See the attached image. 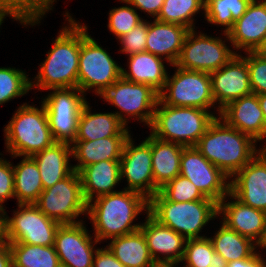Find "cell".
Segmentation results:
<instances>
[{"mask_svg":"<svg viewBox=\"0 0 266 267\" xmlns=\"http://www.w3.org/2000/svg\"><path fill=\"white\" fill-rule=\"evenodd\" d=\"M189 29L174 23L148 21L146 51L164 57L169 65H174L180 55Z\"/></svg>","mask_w":266,"mask_h":267,"instance_id":"23","label":"cell"},{"mask_svg":"<svg viewBox=\"0 0 266 267\" xmlns=\"http://www.w3.org/2000/svg\"><path fill=\"white\" fill-rule=\"evenodd\" d=\"M31 90L28 75L16 68H0V105L25 95Z\"/></svg>","mask_w":266,"mask_h":267,"instance_id":"36","label":"cell"},{"mask_svg":"<svg viewBox=\"0 0 266 267\" xmlns=\"http://www.w3.org/2000/svg\"><path fill=\"white\" fill-rule=\"evenodd\" d=\"M55 0H10V16L23 25L40 23L45 13L52 10Z\"/></svg>","mask_w":266,"mask_h":267,"instance_id":"37","label":"cell"},{"mask_svg":"<svg viewBox=\"0 0 266 267\" xmlns=\"http://www.w3.org/2000/svg\"><path fill=\"white\" fill-rule=\"evenodd\" d=\"M204 6L205 0H165L156 20L195 29L193 16L204 11Z\"/></svg>","mask_w":266,"mask_h":267,"instance_id":"35","label":"cell"},{"mask_svg":"<svg viewBox=\"0 0 266 267\" xmlns=\"http://www.w3.org/2000/svg\"><path fill=\"white\" fill-rule=\"evenodd\" d=\"M108 104L114 105L119 112H113L126 126L128 117H135L150 127L159 94L150 85L130 82L122 77L114 82L102 95ZM125 114V115H123ZM127 115V117H126Z\"/></svg>","mask_w":266,"mask_h":267,"instance_id":"10","label":"cell"},{"mask_svg":"<svg viewBox=\"0 0 266 267\" xmlns=\"http://www.w3.org/2000/svg\"><path fill=\"white\" fill-rule=\"evenodd\" d=\"M129 71L122 68V78L130 82L150 85L158 93L163 89L168 72L165 59L147 51L129 55Z\"/></svg>","mask_w":266,"mask_h":267,"instance_id":"29","label":"cell"},{"mask_svg":"<svg viewBox=\"0 0 266 267\" xmlns=\"http://www.w3.org/2000/svg\"><path fill=\"white\" fill-rule=\"evenodd\" d=\"M0 12L10 16V0H0Z\"/></svg>","mask_w":266,"mask_h":267,"instance_id":"50","label":"cell"},{"mask_svg":"<svg viewBox=\"0 0 266 267\" xmlns=\"http://www.w3.org/2000/svg\"><path fill=\"white\" fill-rule=\"evenodd\" d=\"M7 152L13 157L33 156L54 140L43 103L40 109L23 103L4 128Z\"/></svg>","mask_w":266,"mask_h":267,"instance_id":"5","label":"cell"},{"mask_svg":"<svg viewBox=\"0 0 266 267\" xmlns=\"http://www.w3.org/2000/svg\"><path fill=\"white\" fill-rule=\"evenodd\" d=\"M219 117L256 142L266 137L264 116L257 94L252 93L229 102L221 109Z\"/></svg>","mask_w":266,"mask_h":267,"instance_id":"21","label":"cell"},{"mask_svg":"<svg viewBox=\"0 0 266 267\" xmlns=\"http://www.w3.org/2000/svg\"><path fill=\"white\" fill-rule=\"evenodd\" d=\"M0 267H13L11 249L7 241L0 245Z\"/></svg>","mask_w":266,"mask_h":267,"instance_id":"47","label":"cell"},{"mask_svg":"<svg viewBox=\"0 0 266 267\" xmlns=\"http://www.w3.org/2000/svg\"><path fill=\"white\" fill-rule=\"evenodd\" d=\"M145 140L151 145L155 195L160 188L180 174L181 154L185 147L160 140L151 134Z\"/></svg>","mask_w":266,"mask_h":267,"instance_id":"24","label":"cell"},{"mask_svg":"<svg viewBox=\"0 0 266 267\" xmlns=\"http://www.w3.org/2000/svg\"><path fill=\"white\" fill-rule=\"evenodd\" d=\"M60 225L34 204H18L11 218L5 211V239L8 243L54 246L55 234Z\"/></svg>","mask_w":266,"mask_h":267,"instance_id":"12","label":"cell"},{"mask_svg":"<svg viewBox=\"0 0 266 267\" xmlns=\"http://www.w3.org/2000/svg\"><path fill=\"white\" fill-rule=\"evenodd\" d=\"M147 32L148 21L143 20L128 33L118 38L122 46L120 51L125 52L128 56L146 51Z\"/></svg>","mask_w":266,"mask_h":267,"instance_id":"42","label":"cell"},{"mask_svg":"<svg viewBox=\"0 0 266 267\" xmlns=\"http://www.w3.org/2000/svg\"><path fill=\"white\" fill-rule=\"evenodd\" d=\"M227 197L233 201L225 203ZM221 214L223 215L222 223L228 228L250 238L256 244L261 239L266 222V212L244 204L229 192L218 203V215Z\"/></svg>","mask_w":266,"mask_h":267,"instance_id":"22","label":"cell"},{"mask_svg":"<svg viewBox=\"0 0 266 267\" xmlns=\"http://www.w3.org/2000/svg\"><path fill=\"white\" fill-rule=\"evenodd\" d=\"M41 102L45 107L48 124L56 142L72 144L77 136L81 110L85 105L84 93L78 88L50 89Z\"/></svg>","mask_w":266,"mask_h":267,"instance_id":"11","label":"cell"},{"mask_svg":"<svg viewBox=\"0 0 266 267\" xmlns=\"http://www.w3.org/2000/svg\"><path fill=\"white\" fill-rule=\"evenodd\" d=\"M128 138L108 137L93 141H74L71 144L72 158L78 162L73 166V170L79 173L85 166L102 160H120Z\"/></svg>","mask_w":266,"mask_h":267,"instance_id":"28","label":"cell"},{"mask_svg":"<svg viewBox=\"0 0 266 267\" xmlns=\"http://www.w3.org/2000/svg\"><path fill=\"white\" fill-rule=\"evenodd\" d=\"M176 264H164V265H158V267H175Z\"/></svg>","mask_w":266,"mask_h":267,"instance_id":"56","label":"cell"},{"mask_svg":"<svg viewBox=\"0 0 266 267\" xmlns=\"http://www.w3.org/2000/svg\"><path fill=\"white\" fill-rule=\"evenodd\" d=\"M15 198L14 192V172L10 161L0 158V204L6 199Z\"/></svg>","mask_w":266,"mask_h":267,"instance_id":"43","label":"cell"},{"mask_svg":"<svg viewBox=\"0 0 266 267\" xmlns=\"http://www.w3.org/2000/svg\"><path fill=\"white\" fill-rule=\"evenodd\" d=\"M34 205L48 218L62 224H74L79 215L87 214V205L78 172L44 189Z\"/></svg>","mask_w":266,"mask_h":267,"instance_id":"8","label":"cell"},{"mask_svg":"<svg viewBox=\"0 0 266 267\" xmlns=\"http://www.w3.org/2000/svg\"><path fill=\"white\" fill-rule=\"evenodd\" d=\"M128 3H130L136 10L139 9L141 11L147 12V15L155 17V19L158 17L162 5L165 0H126Z\"/></svg>","mask_w":266,"mask_h":267,"instance_id":"45","label":"cell"},{"mask_svg":"<svg viewBox=\"0 0 266 267\" xmlns=\"http://www.w3.org/2000/svg\"><path fill=\"white\" fill-rule=\"evenodd\" d=\"M93 267H125L108 248H97L93 258Z\"/></svg>","mask_w":266,"mask_h":267,"instance_id":"44","label":"cell"},{"mask_svg":"<svg viewBox=\"0 0 266 267\" xmlns=\"http://www.w3.org/2000/svg\"><path fill=\"white\" fill-rule=\"evenodd\" d=\"M83 195L87 203L95 198L117 192L120 180V160H102L85 166L79 172Z\"/></svg>","mask_w":266,"mask_h":267,"instance_id":"26","label":"cell"},{"mask_svg":"<svg viewBox=\"0 0 266 267\" xmlns=\"http://www.w3.org/2000/svg\"><path fill=\"white\" fill-rule=\"evenodd\" d=\"M69 25L59 31L40 70L31 80V89L50 90L60 88H76L80 56V23L65 14Z\"/></svg>","mask_w":266,"mask_h":267,"instance_id":"3","label":"cell"},{"mask_svg":"<svg viewBox=\"0 0 266 267\" xmlns=\"http://www.w3.org/2000/svg\"><path fill=\"white\" fill-rule=\"evenodd\" d=\"M5 241V217H0V245Z\"/></svg>","mask_w":266,"mask_h":267,"instance_id":"51","label":"cell"},{"mask_svg":"<svg viewBox=\"0 0 266 267\" xmlns=\"http://www.w3.org/2000/svg\"><path fill=\"white\" fill-rule=\"evenodd\" d=\"M172 77L167 75L163 89L158 93L162 104L175 107H196L208 110L215 106L210 73L181 69L175 65Z\"/></svg>","mask_w":266,"mask_h":267,"instance_id":"9","label":"cell"},{"mask_svg":"<svg viewBox=\"0 0 266 267\" xmlns=\"http://www.w3.org/2000/svg\"><path fill=\"white\" fill-rule=\"evenodd\" d=\"M258 96V101L260 104V108L263 112L264 116V121H265V127H266V94H259Z\"/></svg>","mask_w":266,"mask_h":267,"instance_id":"49","label":"cell"},{"mask_svg":"<svg viewBox=\"0 0 266 267\" xmlns=\"http://www.w3.org/2000/svg\"><path fill=\"white\" fill-rule=\"evenodd\" d=\"M255 145L256 141L250 136L217 116L195 147L209 162L233 178L262 149L257 150Z\"/></svg>","mask_w":266,"mask_h":267,"instance_id":"2","label":"cell"},{"mask_svg":"<svg viewBox=\"0 0 266 267\" xmlns=\"http://www.w3.org/2000/svg\"><path fill=\"white\" fill-rule=\"evenodd\" d=\"M6 16L8 15L0 12V26L3 23L4 18H6Z\"/></svg>","mask_w":266,"mask_h":267,"instance_id":"55","label":"cell"},{"mask_svg":"<svg viewBox=\"0 0 266 267\" xmlns=\"http://www.w3.org/2000/svg\"><path fill=\"white\" fill-rule=\"evenodd\" d=\"M252 0H205L204 16L208 23L225 27L227 33L247 10Z\"/></svg>","mask_w":266,"mask_h":267,"instance_id":"34","label":"cell"},{"mask_svg":"<svg viewBox=\"0 0 266 267\" xmlns=\"http://www.w3.org/2000/svg\"><path fill=\"white\" fill-rule=\"evenodd\" d=\"M222 40L201 32L198 35L195 29L189 30L174 65L185 70L207 73L220 69L237 54Z\"/></svg>","mask_w":266,"mask_h":267,"instance_id":"13","label":"cell"},{"mask_svg":"<svg viewBox=\"0 0 266 267\" xmlns=\"http://www.w3.org/2000/svg\"><path fill=\"white\" fill-rule=\"evenodd\" d=\"M180 175L189 179L206 197L219 203L230 192V181L196 147H185L181 154Z\"/></svg>","mask_w":266,"mask_h":267,"instance_id":"14","label":"cell"},{"mask_svg":"<svg viewBox=\"0 0 266 267\" xmlns=\"http://www.w3.org/2000/svg\"><path fill=\"white\" fill-rule=\"evenodd\" d=\"M13 267H61L54 246L9 243Z\"/></svg>","mask_w":266,"mask_h":267,"instance_id":"33","label":"cell"},{"mask_svg":"<svg viewBox=\"0 0 266 267\" xmlns=\"http://www.w3.org/2000/svg\"><path fill=\"white\" fill-rule=\"evenodd\" d=\"M71 156V144L65 142H55L31 156L38 166L43 189L50 188L74 171L73 166L69 165Z\"/></svg>","mask_w":266,"mask_h":267,"instance_id":"27","label":"cell"},{"mask_svg":"<svg viewBox=\"0 0 266 267\" xmlns=\"http://www.w3.org/2000/svg\"><path fill=\"white\" fill-rule=\"evenodd\" d=\"M214 113L196 107H175L157 102L150 134L160 140L184 147H195L210 123Z\"/></svg>","mask_w":266,"mask_h":267,"instance_id":"4","label":"cell"},{"mask_svg":"<svg viewBox=\"0 0 266 267\" xmlns=\"http://www.w3.org/2000/svg\"><path fill=\"white\" fill-rule=\"evenodd\" d=\"M255 52L262 58L266 59V39L263 41L261 46Z\"/></svg>","mask_w":266,"mask_h":267,"instance_id":"53","label":"cell"},{"mask_svg":"<svg viewBox=\"0 0 266 267\" xmlns=\"http://www.w3.org/2000/svg\"><path fill=\"white\" fill-rule=\"evenodd\" d=\"M210 241L215 253L220 254L228 263L247 259L256 253L257 244L248 237L228 228L224 223Z\"/></svg>","mask_w":266,"mask_h":267,"instance_id":"32","label":"cell"},{"mask_svg":"<svg viewBox=\"0 0 266 267\" xmlns=\"http://www.w3.org/2000/svg\"><path fill=\"white\" fill-rule=\"evenodd\" d=\"M14 172V192L17 204H34L42 193L43 185L36 161L31 156H23Z\"/></svg>","mask_w":266,"mask_h":267,"instance_id":"31","label":"cell"},{"mask_svg":"<svg viewBox=\"0 0 266 267\" xmlns=\"http://www.w3.org/2000/svg\"><path fill=\"white\" fill-rule=\"evenodd\" d=\"M210 78L215 104H219L216 110L219 115L229 102L252 94L247 61L240 54H235L227 64L211 72Z\"/></svg>","mask_w":266,"mask_h":267,"instance_id":"17","label":"cell"},{"mask_svg":"<svg viewBox=\"0 0 266 267\" xmlns=\"http://www.w3.org/2000/svg\"><path fill=\"white\" fill-rule=\"evenodd\" d=\"M228 262L217 253L213 254V267H227Z\"/></svg>","mask_w":266,"mask_h":267,"instance_id":"48","label":"cell"},{"mask_svg":"<svg viewBox=\"0 0 266 267\" xmlns=\"http://www.w3.org/2000/svg\"><path fill=\"white\" fill-rule=\"evenodd\" d=\"M122 77V67L87 32L80 23V56L77 87L85 94L94 88L102 95L114 82Z\"/></svg>","mask_w":266,"mask_h":267,"instance_id":"7","label":"cell"},{"mask_svg":"<svg viewBox=\"0 0 266 267\" xmlns=\"http://www.w3.org/2000/svg\"><path fill=\"white\" fill-rule=\"evenodd\" d=\"M126 125L114 113H91L88 102L81 110L75 141H93L108 137H129Z\"/></svg>","mask_w":266,"mask_h":267,"instance_id":"25","label":"cell"},{"mask_svg":"<svg viewBox=\"0 0 266 267\" xmlns=\"http://www.w3.org/2000/svg\"><path fill=\"white\" fill-rule=\"evenodd\" d=\"M230 181V192L244 204L266 212V149L258 154Z\"/></svg>","mask_w":266,"mask_h":267,"instance_id":"18","label":"cell"},{"mask_svg":"<svg viewBox=\"0 0 266 267\" xmlns=\"http://www.w3.org/2000/svg\"><path fill=\"white\" fill-rule=\"evenodd\" d=\"M5 210L6 209H4V206H1L0 204V217H5Z\"/></svg>","mask_w":266,"mask_h":267,"instance_id":"54","label":"cell"},{"mask_svg":"<svg viewBox=\"0 0 266 267\" xmlns=\"http://www.w3.org/2000/svg\"><path fill=\"white\" fill-rule=\"evenodd\" d=\"M106 247L125 267H158L149 253L141 229L112 238Z\"/></svg>","mask_w":266,"mask_h":267,"instance_id":"30","label":"cell"},{"mask_svg":"<svg viewBox=\"0 0 266 267\" xmlns=\"http://www.w3.org/2000/svg\"><path fill=\"white\" fill-rule=\"evenodd\" d=\"M250 87L253 94H266V59L256 52H246Z\"/></svg>","mask_w":266,"mask_h":267,"instance_id":"41","label":"cell"},{"mask_svg":"<svg viewBox=\"0 0 266 267\" xmlns=\"http://www.w3.org/2000/svg\"><path fill=\"white\" fill-rule=\"evenodd\" d=\"M235 49L255 52L266 39V2L252 0L246 12L224 32Z\"/></svg>","mask_w":266,"mask_h":267,"instance_id":"20","label":"cell"},{"mask_svg":"<svg viewBox=\"0 0 266 267\" xmlns=\"http://www.w3.org/2000/svg\"><path fill=\"white\" fill-rule=\"evenodd\" d=\"M140 229L144 234L149 253L157 265H178L181 262L186 243L183 236L160 224L149 213Z\"/></svg>","mask_w":266,"mask_h":267,"instance_id":"19","label":"cell"},{"mask_svg":"<svg viewBox=\"0 0 266 267\" xmlns=\"http://www.w3.org/2000/svg\"><path fill=\"white\" fill-rule=\"evenodd\" d=\"M92 238L84 222L60 225L55 234L54 248L61 267H93L97 251L94 245L99 241L94 237L93 242Z\"/></svg>","mask_w":266,"mask_h":267,"instance_id":"16","label":"cell"},{"mask_svg":"<svg viewBox=\"0 0 266 267\" xmlns=\"http://www.w3.org/2000/svg\"><path fill=\"white\" fill-rule=\"evenodd\" d=\"M148 213L160 224L187 239L204 238L199 233L218 215V203L213 200L174 202L159 192L149 199Z\"/></svg>","mask_w":266,"mask_h":267,"instance_id":"6","label":"cell"},{"mask_svg":"<svg viewBox=\"0 0 266 267\" xmlns=\"http://www.w3.org/2000/svg\"><path fill=\"white\" fill-rule=\"evenodd\" d=\"M126 178L124 189L141 193L148 200L154 196L151 145L144 140L134 145L131 135L126 140L120 158V180Z\"/></svg>","mask_w":266,"mask_h":267,"instance_id":"15","label":"cell"},{"mask_svg":"<svg viewBox=\"0 0 266 267\" xmlns=\"http://www.w3.org/2000/svg\"><path fill=\"white\" fill-rule=\"evenodd\" d=\"M262 247V249H265L266 250V222H265V227H264V232H263V235L261 237V239L257 242V247Z\"/></svg>","mask_w":266,"mask_h":267,"instance_id":"52","label":"cell"},{"mask_svg":"<svg viewBox=\"0 0 266 267\" xmlns=\"http://www.w3.org/2000/svg\"><path fill=\"white\" fill-rule=\"evenodd\" d=\"M120 1L121 3L124 2L129 6L126 5L113 8L110 10L108 17V28L110 32L117 37V39L128 33L144 20L139 16V14L136 12V9L130 3H128L126 0Z\"/></svg>","mask_w":266,"mask_h":267,"instance_id":"40","label":"cell"},{"mask_svg":"<svg viewBox=\"0 0 266 267\" xmlns=\"http://www.w3.org/2000/svg\"><path fill=\"white\" fill-rule=\"evenodd\" d=\"M227 267H266V262L260 253H255L250 258L231 261Z\"/></svg>","mask_w":266,"mask_h":267,"instance_id":"46","label":"cell"},{"mask_svg":"<svg viewBox=\"0 0 266 267\" xmlns=\"http://www.w3.org/2000/svg\"><path fill=\"white\" fill-rule=\"evenodd\" d=\"M143 210L148 213L149 200L141 193L127 189L99 196L87 205L94 237L100 243L139 230L141 224L132 223Z\"/></svg>","mask_w":266,"mask_h":267,"instance_id":"1","label":"cell"},{"mask_svg":"<svg viewBox=\"0 0 266 267\" xmlns=\"http://www.w3.org/2000/svg\"><path fill=\"white\" fill-rule=\"evenodd\" d=\"M214 253L210 238L187 239L181 262L184 267H213Z\"/></svg>","mask_w":266,"mask_h":267,"instance_id":"38","label":"cell"},{"mask_svg":"<svg viewBox=\"0 0 266 267\" xmlns=\"http://www.w3.org/2000/svg\"><path fill=\"white\" fill-rule=\"evenodd\" d=\"M159 193L166 200L174 202L211 200L206 198L189 179L180 174L160 188Z\"/></svg>","mask_w":266,"mask_h":267,"instance_id":"39","label":"cell"}]
</instances>
